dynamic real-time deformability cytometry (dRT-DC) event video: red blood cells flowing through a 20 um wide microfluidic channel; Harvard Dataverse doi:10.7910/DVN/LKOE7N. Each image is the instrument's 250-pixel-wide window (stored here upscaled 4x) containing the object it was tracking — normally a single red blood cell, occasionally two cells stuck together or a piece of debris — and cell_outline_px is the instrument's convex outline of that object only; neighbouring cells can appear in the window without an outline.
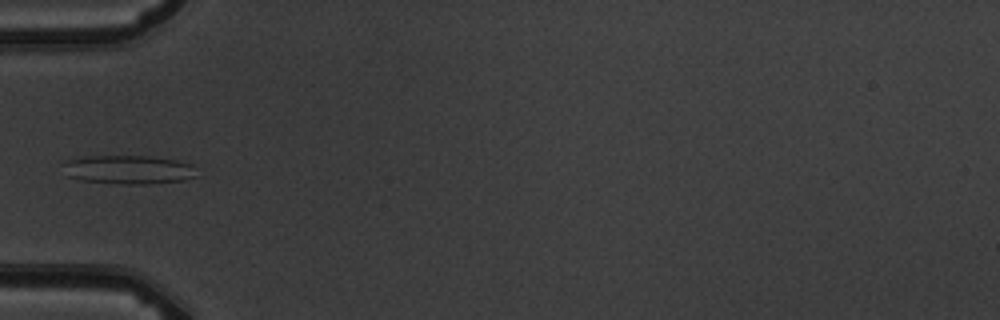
{"species": "common noctule bat (a hibernating species)", "species_latin": "Nyctalus noctula", "temperature_condition": "warm", "stored_images_in_passage": 3, "camera_frame_rate_fps": 3000, "um_per_image_px": 0.085, "animal": {"sex": "male", "body_mass_g": 19.5, "forearm_length_mm": 54.6}, "frame": {"image": 1, "passage_image": 3, "time_ms": 2.333, "image_size_px": [1000, 320], "cell_outline_px": [[200, 176], [184, 180], [148, 184], [120, 184], [80, 180], [68, 176], [60, 164], [64, 160], [88, 156], [148, 156], [176, 160], [192, 164]], "centroid_in_image_um": [10.92, 14.42], "position_along_channel_um": 74.1, "area_um2": 22.77}}